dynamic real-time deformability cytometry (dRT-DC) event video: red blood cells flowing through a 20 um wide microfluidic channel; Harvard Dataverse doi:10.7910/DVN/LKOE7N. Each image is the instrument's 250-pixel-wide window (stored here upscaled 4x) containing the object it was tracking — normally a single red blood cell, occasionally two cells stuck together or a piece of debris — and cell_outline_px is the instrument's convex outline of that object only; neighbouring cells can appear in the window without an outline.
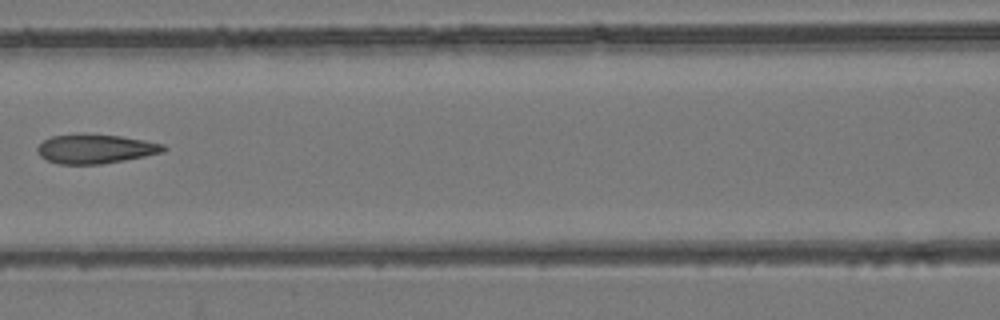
{"species": "common noctule bat (a hibernating species)", "species_latin": "Nyctalus noctula", "temperature_condition": "room temperature", "stored_images_in_passage": 3, "camera_frame_rate_fps": 3000, "um_per_image_px": 0.085, "animal": {"sex": "female", "body_mass_g": 24.6, "forearm_length_mm": 56.2}, "frame": {"image": 1, "passage_image": 3, "time_ms": 2.333, "image_size_px": [1000, 320], "cell_outline_px": [[168, 148], [164, 152], [124, 160], [100, 164], [60, 164], [48, 160], [40, 156], [36, 152], [36, 148], [44, 140], [52, 136], [120, 136], [144, 140], [164, 144]], "centroid_in_image_um": [8.14, 12.69], "position_along_channel_um": 158.5, "area_um2": 20.75}}